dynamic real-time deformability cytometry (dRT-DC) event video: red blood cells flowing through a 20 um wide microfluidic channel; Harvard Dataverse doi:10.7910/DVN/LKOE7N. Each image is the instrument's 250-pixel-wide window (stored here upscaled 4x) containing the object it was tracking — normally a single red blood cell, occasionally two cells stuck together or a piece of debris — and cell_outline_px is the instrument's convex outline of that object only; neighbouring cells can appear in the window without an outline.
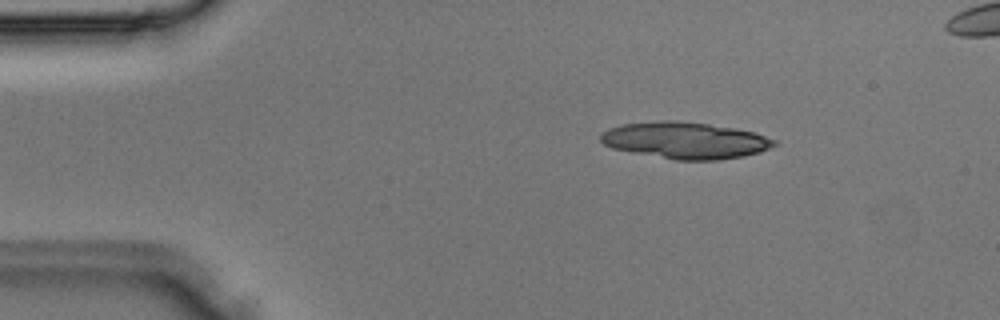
{"species": "Egyptian fruit bat (a non-hibernating species)", "species_latin": "Rousettus aegyptiacus", "temperature_condition": "room temperature", "stored_images_in_passage": 3, "camera_frame_rate_fps": 3000, "um_per_image_px": 0.085, "animal": {"sex": "male"}, "frame": {"image": 1, "passage_image": 3, "time_ms": 0.667, "image_size_px": [1000, 320], "cell_outline_px": [[776, 144], [760, 152], [744, 156], [716, 160], [676, 160], [612, 148], [604, 144], [600, 140], [600, 132], [608, 128], [620, 124], [660, 120], [680, 120], [736, 128], [756, 132], [776, 140]], "centroid_in_image_um": [58.23, 11.91], "position_along_channel_um": 26.8, "area_um2": 37.22}}